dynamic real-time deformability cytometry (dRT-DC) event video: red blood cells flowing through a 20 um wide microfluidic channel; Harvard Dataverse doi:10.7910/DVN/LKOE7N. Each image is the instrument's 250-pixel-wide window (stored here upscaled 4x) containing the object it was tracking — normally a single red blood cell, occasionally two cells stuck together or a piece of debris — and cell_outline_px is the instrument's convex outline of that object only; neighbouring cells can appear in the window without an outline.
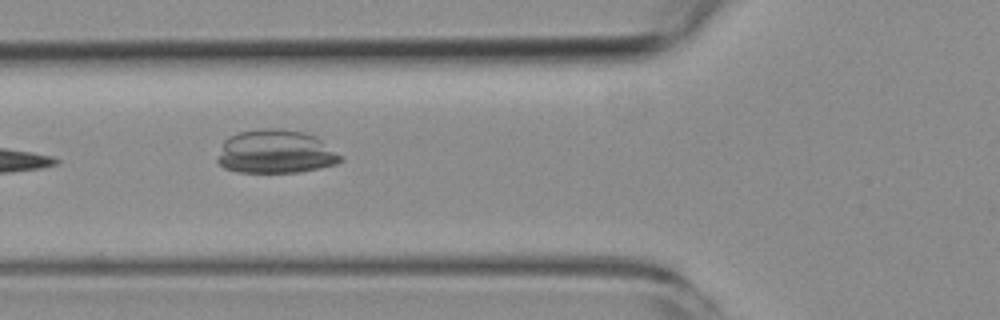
{"species": "common noctule bat (a hibernating species)", "species_latin": "Nyctalus noctula", "temperature_condition": "room temperature", "stored_images_in_passage": 3, "camera_frame_rate_fps": 3000, "um_per_image_px": 0.085, "animal": {"sex": "female", "body_mass_g": 19.3, "forearm_length_mm": 54.1}, "frame": {"image": 1, "passage_image": 2, "time_ms": 1.333, "image_size_px": [1000, 320], "cell_outline_px": [[344, 160], [336, 164], [320, 168], [300, 172], [236, 172], [224, 168], [216, 160], [224, 140], [228, 136], [236, 132], [260, 128], [284, 128], [304, 132], [316, 136], [344, 156]], "centroid_in_image_um": [23.45, 12.89], "position_along_channel_um": 102.4, "area_um2": 31.79}}